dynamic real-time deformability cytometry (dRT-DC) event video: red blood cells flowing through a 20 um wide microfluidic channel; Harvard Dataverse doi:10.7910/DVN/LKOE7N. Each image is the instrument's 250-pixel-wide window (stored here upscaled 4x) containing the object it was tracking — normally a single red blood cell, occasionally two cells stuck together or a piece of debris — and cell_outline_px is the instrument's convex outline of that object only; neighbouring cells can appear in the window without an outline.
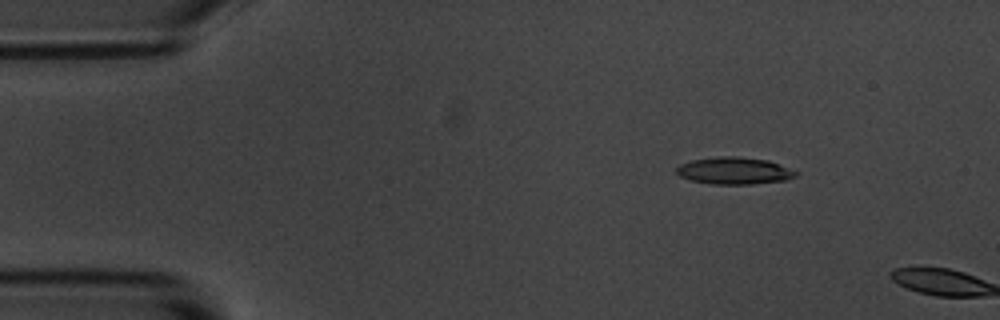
{"species": "common noctule bat (a hibernating species)", "species_latin": "Nyctalus noctula", "temperature_condition": "room temperature", "stored_images_in_passage": 3, "camera_frame_rate_fps": 3000, "um_per_image_px": 0.085, "animal": {"sex": "male", "body_mass_g": 20.1, "forearm_length_mm": 53.5}, "frame": {"image": 1, "passage_image": 2, "time_ms": 1.333, "image_size_px": [1000, 320], "cell_outline_px": [[800, 172], [796, 176], [784, 180], [752, 184], [712, 184], [688, 180], [680, 176], [676, 172], [676, 168], [680, 164], [692, 160], [720, 156], [736, 156], [768, 160]], "centroid_in_image_um": [62.4, 14.51], "position_along_channel_um": 22.6, "area_um2": 18.84}}